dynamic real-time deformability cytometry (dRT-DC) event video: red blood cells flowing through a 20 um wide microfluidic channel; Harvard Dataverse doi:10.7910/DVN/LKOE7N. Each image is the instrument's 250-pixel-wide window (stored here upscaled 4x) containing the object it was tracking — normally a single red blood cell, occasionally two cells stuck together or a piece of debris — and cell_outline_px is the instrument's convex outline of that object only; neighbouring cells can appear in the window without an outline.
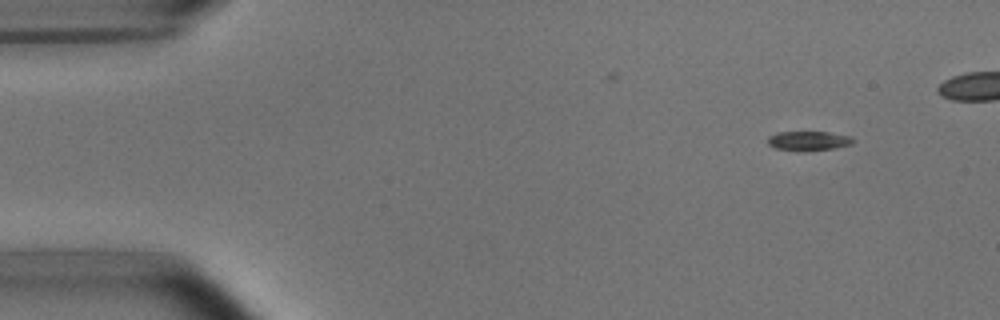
{"species": "common noctule bat (a hibernating species)", "species_latin": "Nyctalus noctula", "temperature_condition": "room temperature", "stored_images_in_passage": 5, "segment_of_instrument_passage": [1, 2], "camera_frame_rate_fps": 3000, "um_per_image_px": 0.085, "animal": {"sex": "male", "body_mass_g": 15.6}, "frame": {"image": 1, "passage_image": 1, "time_ms": 0.0, "image_size_px": [1000, 320], "cell_outline_px": [[856, 140], [852, 144], [836, 148], [808, 152], [796, 152], [776, 148], [768, 144], [768, 136], [776, 132], [828, 132], [852, 136]], "centroid_in_image_um": [68.75, 11.99], "position_along_channel_um": 16.3, "area_um2": 10.06}}